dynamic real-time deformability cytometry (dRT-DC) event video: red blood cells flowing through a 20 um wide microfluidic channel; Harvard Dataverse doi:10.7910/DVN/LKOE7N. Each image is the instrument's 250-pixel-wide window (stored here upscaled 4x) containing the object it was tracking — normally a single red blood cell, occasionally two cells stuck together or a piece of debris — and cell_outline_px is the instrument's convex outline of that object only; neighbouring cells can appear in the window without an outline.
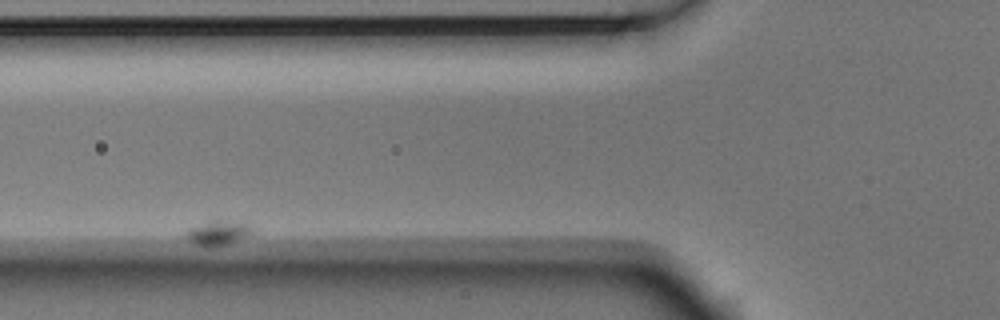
{"species": "Egyptian fruit bat (a non-hibernating species)", "species_latin": "Rousettus aegyptiacus", "temperature_condition": "room temperature", "stored_images_in_passage": 9, "camera_frame_rate_fps": 3000, "um_per_image_px": 0.085, "animal": {"sex": "male"}, "frame": {"image": 1, "passage_image": 3, "time_ms": 0.667, "image_size_px": [1000, 320], "cell_outline_px": [[252, 232], [248, 236], [228, 244], [212, 248], [208, 248], [196, 244], [188, 240], [184, 236], [184, 232], [188, 228], [212, 216], [216, 216], [248, 224], [252, 228]], "centroid_in_image_um": [18.46, 19.73], "position_along_channel_um": 107.3, "area_um2": 10.46}}
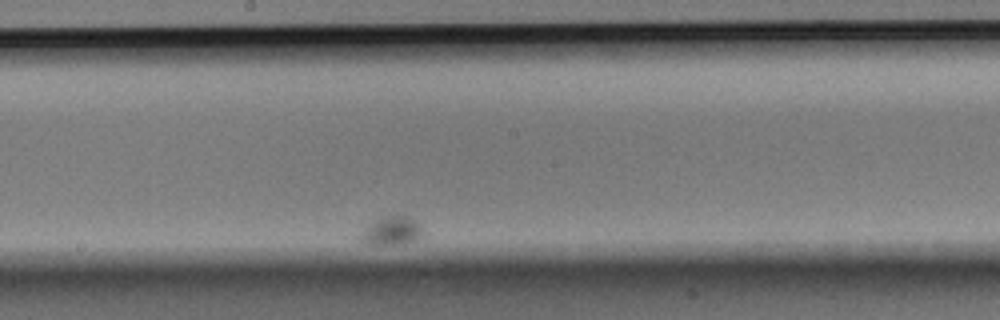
{"frame": {"image": 2, "passage_image": 9, "time_ms": 2.667, "image_size_px": [1000, 320], "cell_outline_px": [[424, 236], [416, 240], [404, 244], [364, 244], [356, 236], [368, 224], [384, 216], [408, 216], [420, 228]], "centroid_in_image_um": [33.21, 19.65], "position_along_channel_um": 215.0, "area_um2": 10.35}}